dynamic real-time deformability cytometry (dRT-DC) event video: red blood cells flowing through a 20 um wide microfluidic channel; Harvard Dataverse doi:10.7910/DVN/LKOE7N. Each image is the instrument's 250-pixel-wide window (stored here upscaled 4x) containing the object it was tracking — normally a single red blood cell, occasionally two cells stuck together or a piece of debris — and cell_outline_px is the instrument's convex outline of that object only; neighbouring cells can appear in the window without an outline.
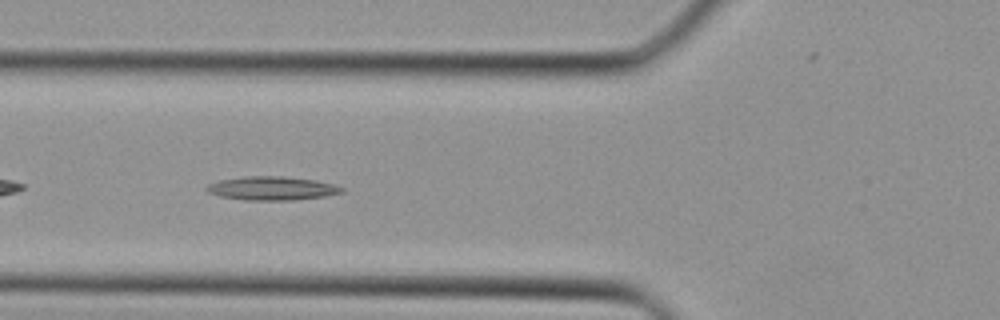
{"species": "Egyptian fruit bat (a non-hibernating species)", "species_latin": "Rousettus aegyptiacus", "temperature_condition": "cold", "stored_images_in_passage": 31, "camera_frame_rate_fps": 3000, "um_per_image_px": 0.085, "animal": {"sex": "female"}, "frame": {"image": 1, "passage_image": 7, "time_ms": 2.0, "image_size_px": [1000, 320], "cell_outline_px": [[344, 192], [324, 196], [292, 200], [244, 200], [220, 196], [208, 192], [204, 188], [208, 184], [220, 180], [248, 176], [284, 176], [316, 180], [336, 184], [344, 188]], "centroid_in_image_um": [23.14, 16.0], "position_along_channel_um": 102.7, "area_um2": 18.67}}
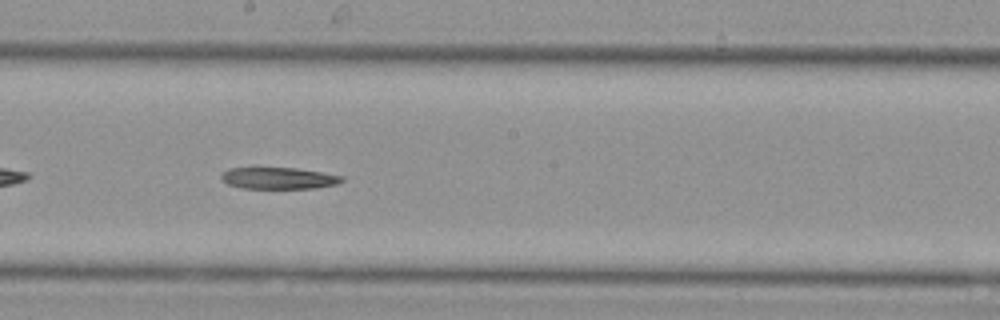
{"frame": {"image": 2, "passage_image": 14, "time_ms": 4.333, "image_size_px": [1000, 320], "cell_outline_px": [[344, 180], [336, 184], [316, 188], [240, 188], [228, 184], [220, 176], [228, 168], [296, 168], [344, 176]], "centroid_in_image_um": [23.7, 15.15], "position_along_channel_um": 224.5, "area_um2": 15.03}}
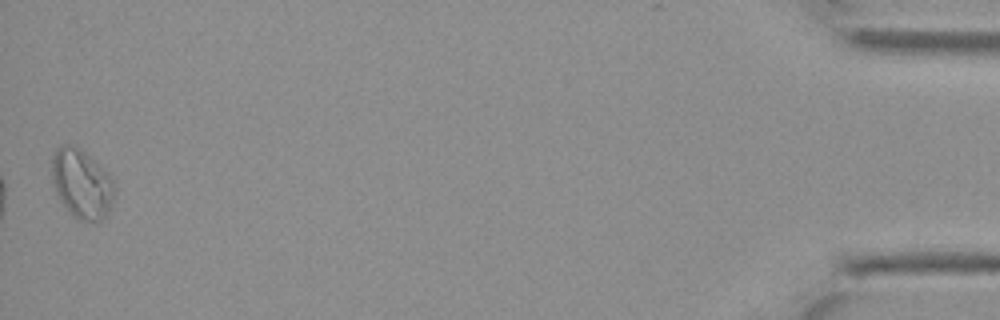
{"frame": {"image": 3, "passage_image": 31, "time_ms": 10.0, "image_size_px": [1000, 320], "cell_outline_px": [[112, 200], [108, 212], [104, 220], [80, 220], [72, 216], [60, 200], [52, 184], [52, 156], [56, 148], [60, 144], [72, 144], [80, 148], [108, 172], [112, 176]], "centroid_in_image_um": [6.91, 15.59], "position_along_channel_um": 428.3, "area_um2": 25.14}}